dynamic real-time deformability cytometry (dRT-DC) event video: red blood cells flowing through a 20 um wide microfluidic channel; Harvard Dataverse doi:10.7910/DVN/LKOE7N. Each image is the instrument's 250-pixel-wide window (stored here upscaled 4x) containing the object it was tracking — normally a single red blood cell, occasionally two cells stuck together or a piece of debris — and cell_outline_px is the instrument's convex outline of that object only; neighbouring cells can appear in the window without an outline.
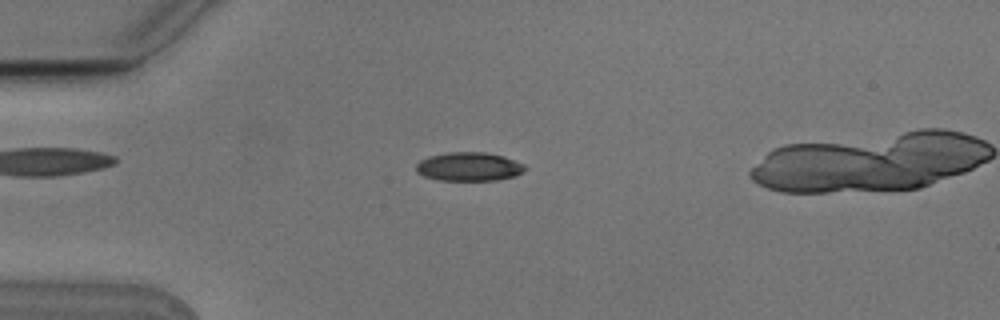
{"species": "Egyptian fruit bat (a non-hibernating species)", "species_latin": "Rousettus aegyptiacus", "temperature_condition": "cold", "stored_images_in_passage": 7, "camera_frame_rate_fps": 3000, "um_per_image_px": 0.085, "animal": {"sex": "male"}, "frame": {"image": 1, "passage_image": 2, "time_ms": 0.333, "image_size_px": [1000, 320], "cell_outline_px": [[528, 168], [524, 172], [516, 176], [496, 180], [436, 180], [424, 176], [416, 172], [416, 164], [420, 160], [428, 156], [448, 152], [484, 152], [504, 156], [524, 164]], "centroid_in_image_um": [39.87, 14.16], "position_along_channel_um": 45.1, "area_um2": 18.44}}
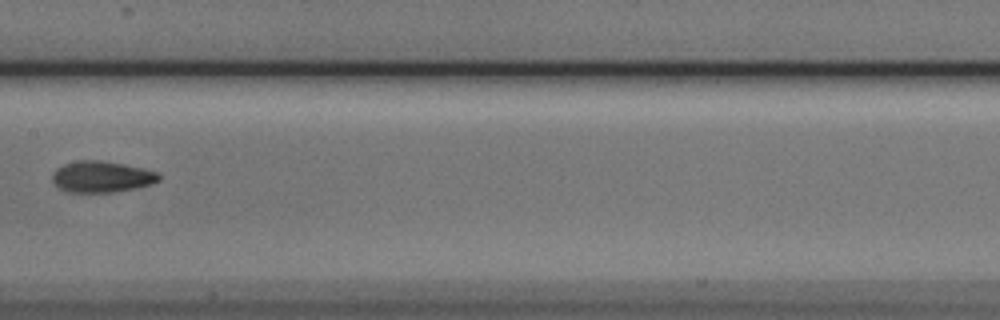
{"frame": {"image": 2, "passage_image": 6, "time_ms": 1.667, "image_size_px": [1000, 320], "cell_outline_px": [[160, 180], [152, 184], [136, 188], [112, 192], [64, 192], [52, 180], [52, 172], [56, 168], [64, 164], [80, 160], [100, 160], [124, 164], [144, 168], [156, 172], [160, 176]], "centroid_in_image_um": [8.63, 15.02], "position_along_channel_um": 198.8, "area_um2": 19.48}}
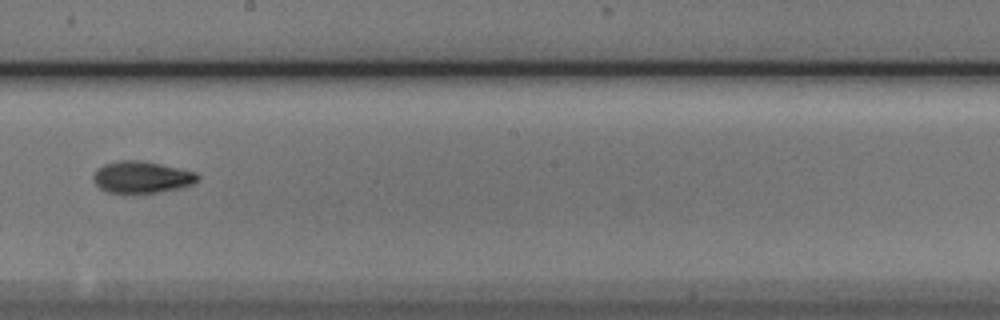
{"frame": {"image": 3, "passage_image": 7, "time_ms": 2.0, "image_size_px": [1000, 320], "cell_outline_px": [[200, 176], [192, 184], [184, 188], [156, 192], [108, 192], [100, 188], [92, 180], [92, 176], [104, 164], [120, 160], [140, 160], [160, 164], [196, 172]], "centroid_in_image_um": [12.06, 15.05], "position_along_channel_um": 236.1, "area_um2": 19.07}}